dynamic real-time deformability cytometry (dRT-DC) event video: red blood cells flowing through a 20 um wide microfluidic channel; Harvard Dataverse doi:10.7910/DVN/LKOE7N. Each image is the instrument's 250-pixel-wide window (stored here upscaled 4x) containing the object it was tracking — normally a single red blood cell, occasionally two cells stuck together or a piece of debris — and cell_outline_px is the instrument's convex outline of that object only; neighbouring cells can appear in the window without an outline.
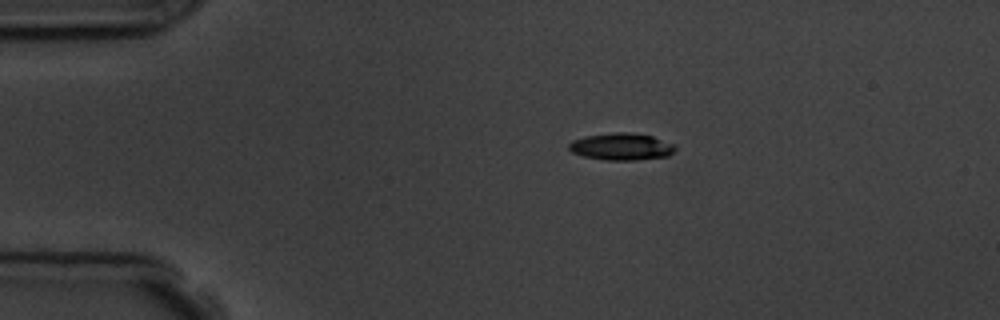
{"species": "common noctule bat (a hibernating species)", "species_latin": "Nyctalus noctula", "temperature_condition": "room temperature", "stored_images_in_passage": 4, "camera_frame_rate_fps": 3000, "um_per_image_px": 0.085, "animal": {"sex": "male", "body_mass_g": 19.5, "forearm_length_mm": 54.6}, "frame": {"image": 1, "passage_image": 2, "time_ms": 1.333, "image_size_px": [1000, 320], "cell_outline_px": [[676, 148], [668, 156], [636, 160], [604, 160], [584, 156], [572, 152], [568, 148], [568, 144], [572, 140], [584, 136], [612, 132], [632, 132], [652, 136], [672, 144]], "centroid_in_image_um": [52.78, 12.45], "position_along_channel_um": 32.2, "area_um2": 16.76}}